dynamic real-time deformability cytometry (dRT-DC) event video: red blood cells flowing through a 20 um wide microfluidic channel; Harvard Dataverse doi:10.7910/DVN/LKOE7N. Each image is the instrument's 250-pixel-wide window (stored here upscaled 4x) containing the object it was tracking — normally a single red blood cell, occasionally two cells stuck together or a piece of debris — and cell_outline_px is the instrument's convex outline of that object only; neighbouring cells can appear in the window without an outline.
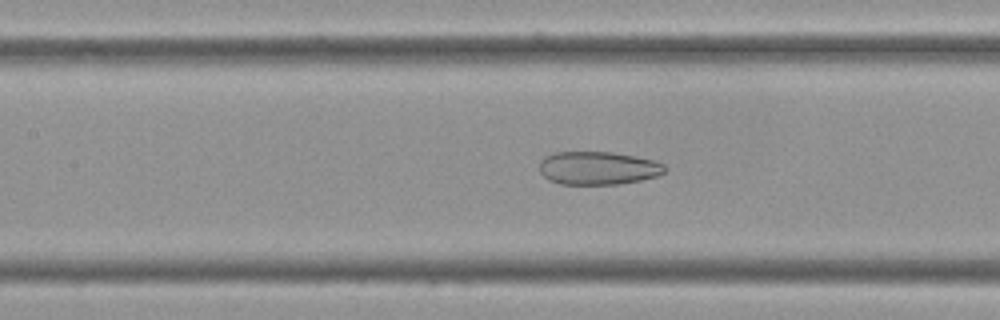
{"species": "Egyptian fruit bat (a non-hibernating species)", "species_latin": "Rousettus aegyptiacus", "temperature_condition": "cold", "stored_images_in_passage": 53, "camera_frame_rate_fps": 3000, "um_per_image_px": 0.085, "frame": {"image": 1, "passage_image": 20, "time_ms": 6.333, "image_size_px": [1000, 320], "cell_outline_px": [[664, 172], [656, 176], [640, 180], [620, 184], [560, 184], [548, 180], [540, 172], [540, 160], [544, 156], [556, 152], [612, 152], [652, 160], [664, 164]], "centroid_in_image_um": [50.78, 14.29], "position_along_channel_um": 156.6, "area_um2": 24.1}}
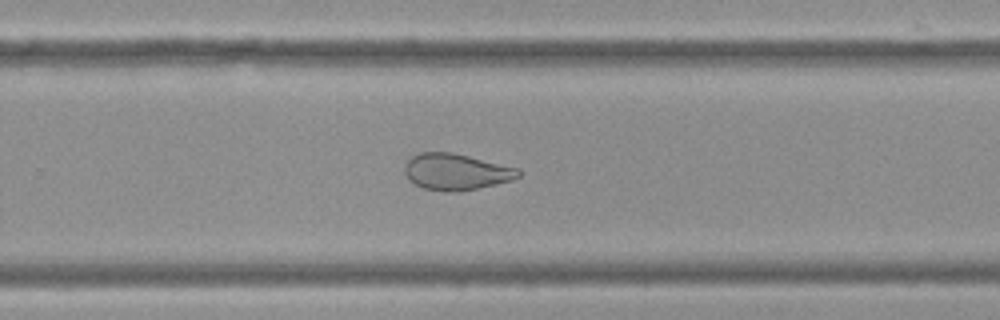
{"frame": {"image": 2, "passage_image": 32, "time_ms": 10.333, "image_size_px": [1000, 320], "cell_outline_px": [[520, 176], [512, 180], [496, 184], [460, 192], [448, 192], [424, 188], [408, 180], [404, 172], [404, 164], [408, 156], [420, 152], [452, 152], [520, 168]], "centroid_in_image_um": [38.74, 14.59], "position_along_channel_um": 291.1, "area_um2": 24.45}}
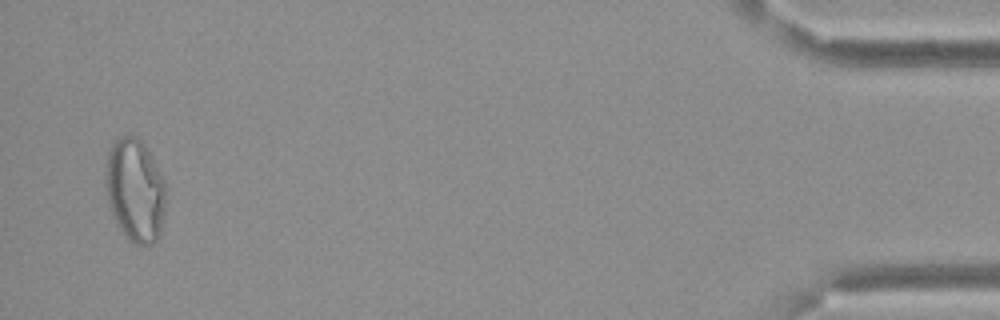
{"frame": {"image": 3, "passage_image": 51, "time_ms": 16.667, "image_size_px": [1000, 320], "cell_outline_px": [[164, 216], [160, 236], [152, 244], [136, 244], [128, 240], [116, 224], [108, 204], [104, 176], [108, 152], [112, 144], [120, 136], [128, 132], [136, 136], [144, 144], [164, 180]], "centroid_in_image_um": [11.45, 16.17], "position_along_channel_um": 423.7, "area_um2": 36.47}}